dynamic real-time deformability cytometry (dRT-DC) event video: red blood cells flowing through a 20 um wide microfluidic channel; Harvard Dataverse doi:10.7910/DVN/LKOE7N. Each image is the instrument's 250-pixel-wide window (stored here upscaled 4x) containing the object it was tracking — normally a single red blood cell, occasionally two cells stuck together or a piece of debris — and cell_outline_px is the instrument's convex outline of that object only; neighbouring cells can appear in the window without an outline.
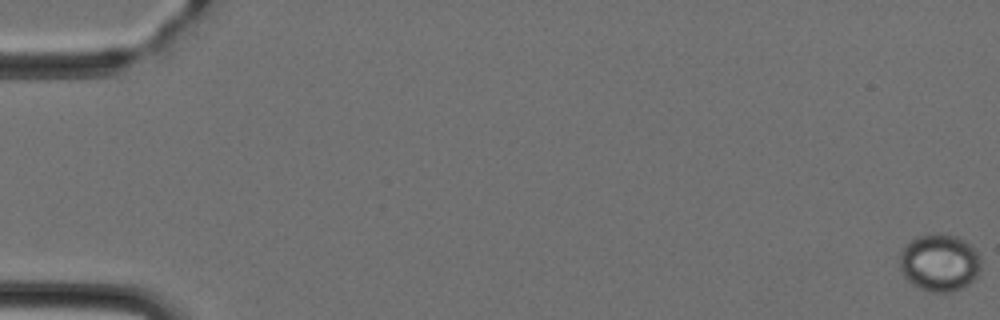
{"species": "Egyptian fruit bat (a non-hibernating species)", "species_latin": "Rousettus aegyptiacus", "temperature_condition": "cold", "stored_images_in_passage": 50, "camera_frame_rate_fps": 3000, "um_per_image_px": 0.085, "animal": {"sex": "female"}, "frame": {"image": 1, "passage_image": 1, "time_ms": 0.0, "image_size_px": [1000, 320], "cell_outline_px": [[980, 272], [976, 280], [964, 288], [948, 292], [932, 292], [920, 288], [912, 284], [904, 276], [900, 268], [900, 252], [904, 244], [908, 240], [916, 236], [944, 232], [956, 236], [972, 244], [980, 256]], "centroid_in_image_um": [79.88, 22.31], "position_along_channel_um": 5.1, "area_um2": 27.86}}
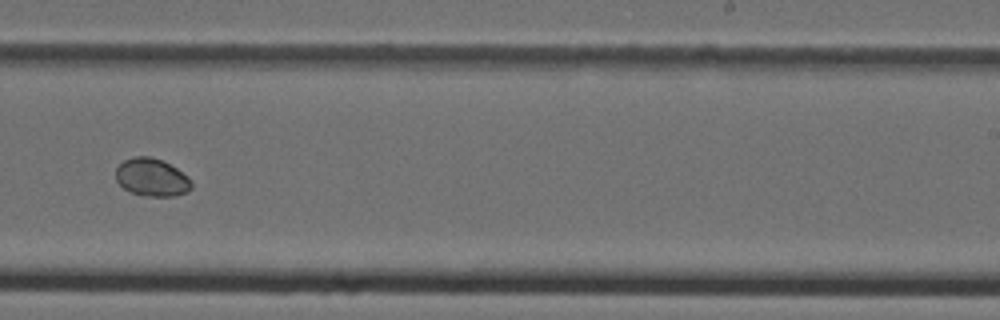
{"frame": {"image": 2, "passage_image": 32, "time_ms": 10.333, "image_size_px": [1000, 320], "cell_outline_px": [[192, 188], [188, 192], [172, 196], [144, 196], [132, 192], [124, 188], [116, 180], [116, 168], [124, 160], [136, 156], [148, 156], [160, 160], [176, 168], [188, 176], [192, 184]], "centroid_in_image_um": [12.91, 15.08], "position_along_channel_um": 276.1, "area_um2": 16.53}}
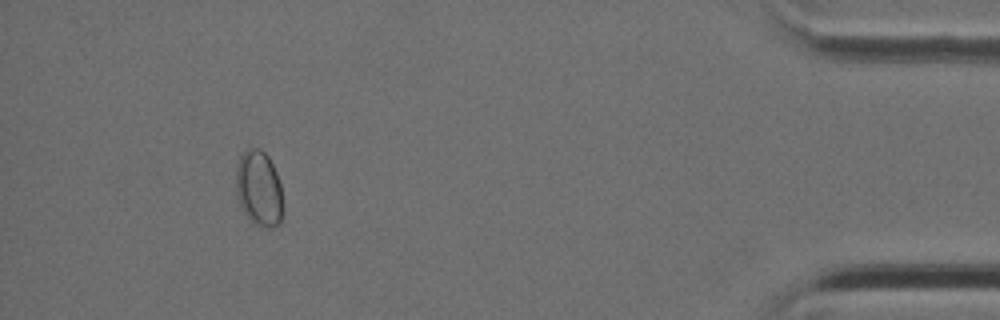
{"frame": {"image": 3, "passage_image": 46, "time_ms": 15.0, "image_size_px": [1000, 320], "cell_outline_px": [[280, 224], [272, 228], [260, 228], [252, 224], [240, 208], [236, 196], [236, 164], [240, 156], [248, 148], [260, 148], [268, 156], [276, 172], [280, 184]], "centroid_in_image_um": [21.95, 16.05], "position_along_channel_um": 413.2, "area_um2": 20.81}}